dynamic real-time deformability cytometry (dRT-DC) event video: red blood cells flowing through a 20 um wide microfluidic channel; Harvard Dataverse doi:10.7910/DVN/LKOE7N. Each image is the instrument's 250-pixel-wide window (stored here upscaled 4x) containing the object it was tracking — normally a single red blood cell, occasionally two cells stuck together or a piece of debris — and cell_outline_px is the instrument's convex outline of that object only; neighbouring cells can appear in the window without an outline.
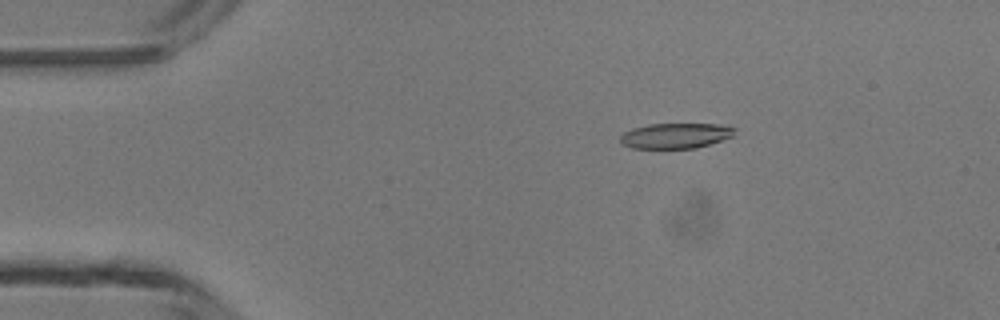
{"species": "common noctule bat (a hibernating species)", "species_latin": "Nyctalus noctula", "temperature_condition": "room temperature", "stored_images_in_passage": 3, "camera_frame_rate_fps": 3000, "um_per_image_px": 0.085, "animal": {"sex": "male", "body_mass_g": 13.3}, "frame": {"image": 1, "passage_image": 1, "time_ms": 0.0, "image_size_px": [1000, 320], "cell_outline_px": [[736, 128], [732, 136], [696, 148], [632, 148], [620, 144], [620, 136], [624, 132], [632, 128], [648, 124], [716, 124]], "centroid_in_image_um": [57.36, 11.53], "position_along_channel_um": 27.6, "area_um2": 16.76}}
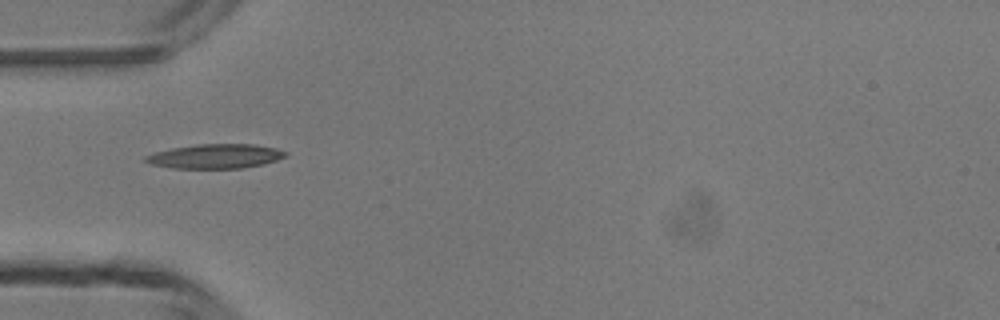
{"frame": {"image": 2, "passage_image": 3, "time_ms": 2.333, "image_size_px": [1000, 320], "cell_outline_px": [[288, 156], [264, 164], [240, 168], [172, 168], [152, 164], [144, 160], [144, 156], [156, 152], [172, 148], [196, 144], [252, 144], [276, 148], [288, 152]], "centroid_in_image_um": [18.34, 13.28], "position_along_channel_um": 66.7, "area_um2": 19.83}}